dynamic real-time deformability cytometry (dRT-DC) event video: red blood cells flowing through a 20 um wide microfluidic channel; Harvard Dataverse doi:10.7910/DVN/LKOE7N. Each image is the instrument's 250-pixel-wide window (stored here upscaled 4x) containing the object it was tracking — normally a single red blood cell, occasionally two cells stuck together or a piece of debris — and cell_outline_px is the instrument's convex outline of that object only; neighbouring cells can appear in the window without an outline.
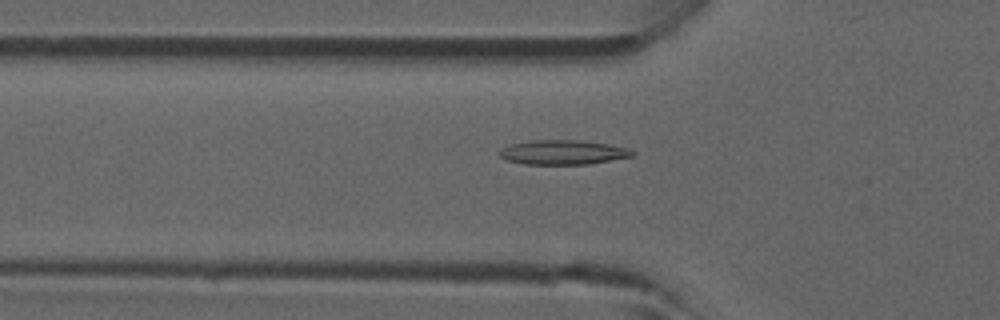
{"species": "common noctule bat (a hibernating species)", "species_latin": "Nyctalus noctula", "temperature_condition": "room temperature", "stored_images_in_passage": 39, "camera_frame_rate_fps": 3000, "um_per_image_px": 0.085, "animal": {"sex": "male", "forearm_length_mm": 52.5}, "frame": {"image": 1, "passage_image": 12, "time_ms": 3.667, "image_size_px": [1000, 320], "cell_outline_px": [[636, 152], [632, 156], [588, 164], [524, 164], [504, 160], [500, 156], [500, 148], [512, 144], [532, 140], [576, 140], [608, 144], [628, 148]], "centroid_in_image_um": [47.82, 12.95], "position_along_channel_um": 78.0, "area_um2": 18.84}}
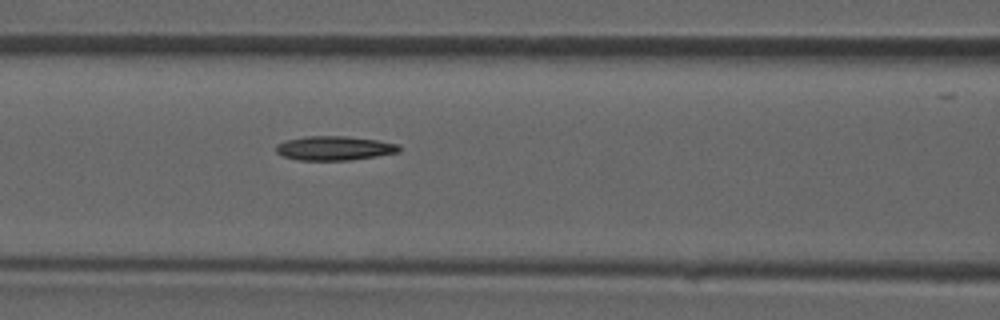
{"frame": {"image": 2, "passage_image": 16, "time_ms": 5.0, "image_size_px": [1000, 320], "cell_outline_px": [[400, 152], [352, 160], [300, 160], [284, 156], [276, 152], [276, 144], [284, 140], [304, 136], [344, 136], [376, 140], [396, 144], [400, 148]], "centroid_in_image_um": [28.38, 12.59], "position_along_channel_um": 138.2, "area_um2": 17.28}}
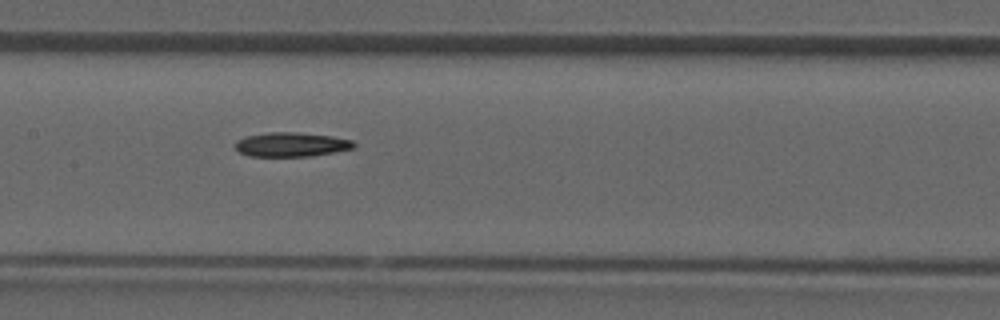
{"frame": {"image": 3, "passage_image": 19, "time_ms": 6.0, "image_size_px": [1000, 320], "cell_outline_px": [[356, 144], [352, 148], [332, 152], [308, 156], [248, 156], [240, 152], [236, 148], [236, 140], [244, 136], [268, 132], [296, 132], [332, 136], [352, 140]], "centroid_in_image_um": [24.72, 12.27], "position_along_channel_um": 182.7, "area_um2": 16.65}}